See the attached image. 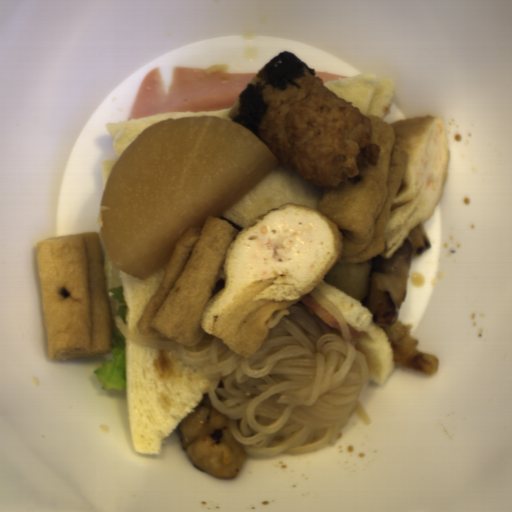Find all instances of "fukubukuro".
Instances as JSON below:
<instances>
[{
    "label": "fukubukuro",
    "mask_w": 512,
    "mask_h": 512,
    "mask_svg": "<svg viewBox=\"0 0 512 512\" xmlns=\"http://www.w3.org/2000/svg\"><path fill=\"white\" fill-rule=\"evenodd\" d=\"M389 125L395 137L408 143L409 159L385 228V248L380 254L387 260L406 243L412 228L424 225L433 215L445 189L451 159L447 129L439 116L422 115Z\"/></svg>",
    "instance_id": "7c61306e"
},
{
    "label": "fukubukuro",
    "mask_w": 512,
    "mask_h": 512,
    "mask_svg": "<svg viewBox=\"0 0 512 512\" xmlns=\"http://www.w3.org/2000/svg\"><path fill=\"white\" fill-rule=\"evenodd\" d=\"M337 224L318 209L286 202L261 214L231 241L200 327L236 355L252 356L264 345L269 318L301 301L322 283L343 254Z\"/></svg>",
    "instance_id": "cee8face"
}]
</instances>
